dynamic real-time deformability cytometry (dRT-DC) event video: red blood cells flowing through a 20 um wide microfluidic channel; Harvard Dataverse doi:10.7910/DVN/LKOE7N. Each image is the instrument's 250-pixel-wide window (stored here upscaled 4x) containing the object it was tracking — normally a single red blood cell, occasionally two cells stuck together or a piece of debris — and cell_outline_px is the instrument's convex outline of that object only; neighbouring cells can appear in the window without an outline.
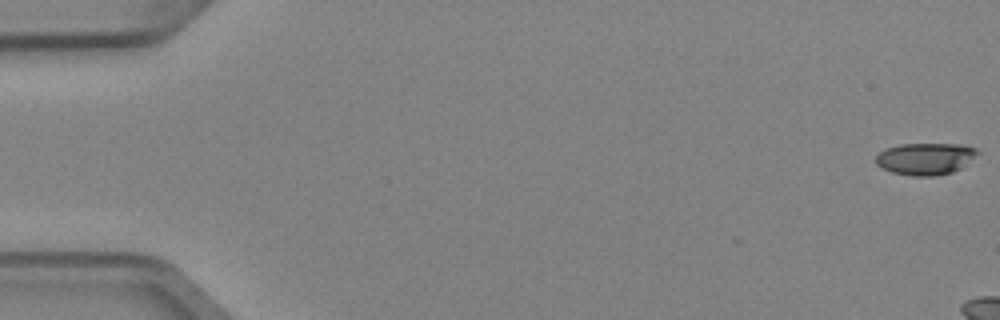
{"species": "Egyptian fruit bat (a non-hibernating species)", "species_latin": "Rousettus aegyptiacus", "temperature_condition": "cold", "stored_images_in_passage": 3, "camera_frame_rate_fps": 3000, "um_per_image_px": 0.085, "animal": {"sex": "female"}, "frame": {"image": 1, "passage_image": 1, "time_ms": 0.0, "image_size_px": [1000, 320], "cell_outline_px": [[980, 152], [960, 168], [952, 172], [936, 176], [912, 176], [892, 172], [880, 168], [876, 164], [876, 156], [884, 148], [900, 144], [964, 144], [976, 148]], "centroid_in_image_um": [78.63, 13.49], "position_along_channel_um": 6.4, "area_um2": 19.02}}